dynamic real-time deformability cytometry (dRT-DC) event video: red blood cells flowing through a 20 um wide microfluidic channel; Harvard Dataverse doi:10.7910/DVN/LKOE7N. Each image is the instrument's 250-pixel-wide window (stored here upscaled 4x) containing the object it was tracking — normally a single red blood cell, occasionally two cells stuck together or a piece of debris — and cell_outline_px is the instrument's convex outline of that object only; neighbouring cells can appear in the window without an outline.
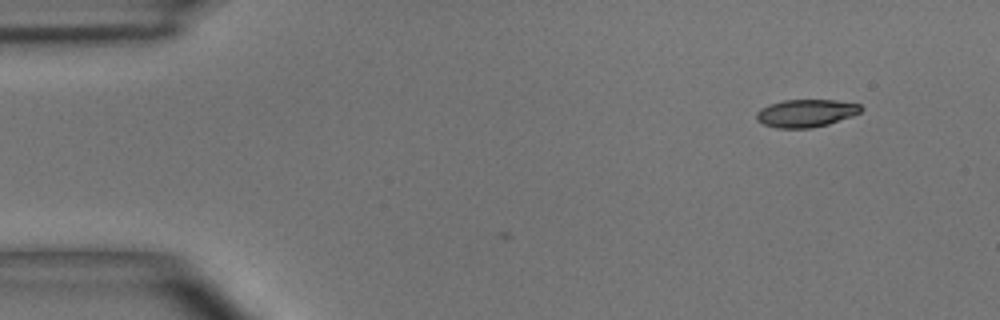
{"species": "common noctule bat (a hibernating species)", "species_latin": "Nyctalus noctula", "temperature_condition": "room temperature", "stored_images_in_passage": 7, "camera_frame_rate_fps": 3000, "um_per_image_px": 0.085, "animal": {"sex": "male", "body_mass_g": 15.6}, "frame": {"image": 1, "passage_image": 1, "time_ms": 0.0, "image_size_px": [1000, 320], "cell_outline_px": [[864, 108], [860, 112], [852, 116], [828, 124], [812, 128], [776, 128], [764, 124], [756, 116], [756, 112], [760, 108], [768, 104], [784, 100], [836, 100], [860, 104]], "centroid_in_image_um": [68.52, 9.61], "position_along_channel_um": 16.5, "area_um2": 16.88}}
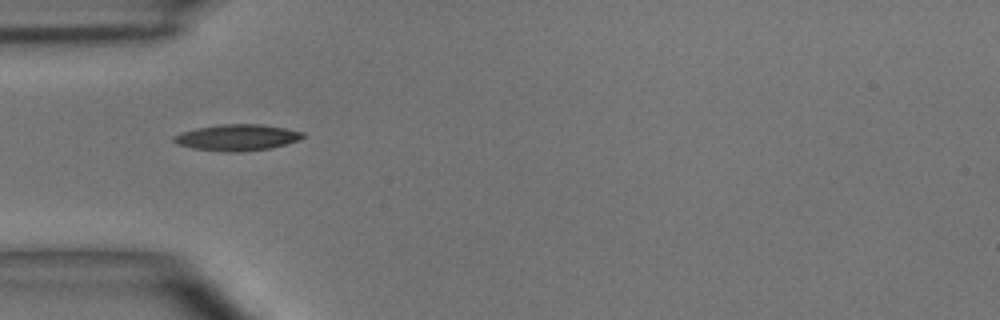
{"frame": {"image": 2, "passage_image": 4, "time_ms": 3.667, "image_size_px": [1000, 320], "cell_outline_px": [[304, 136], [300, 140], [272, 148], [240, 152], [228, 152], [192, 148], [176, 144], [172, 140], [172, 136], [180, 132], [196, 128], [220, 124], [260, 124], [284, 128], [304, 132]], "centroid_in_image_um": [20.13, 11.69], "position_along_channel_um": 64.9, "area_um2": 19.88}}
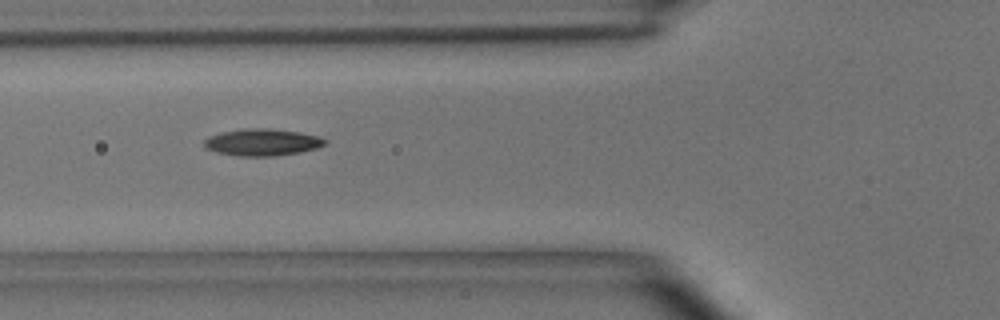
{"frame": {"image": 3, "passage_image": 5, "time_ms": 4.667, "image_size_px": [1000, 320], "cell_outline_px": [[328, 144], [316, 148], [300, 152], [276, 156], [240, 156], [216, 152], [204, 148], [204, 140], [208, 136], [220, 132], [244, 128], [268, 128], [300, 132], [320, 136], [328, 140]], "centroid_in_image_um": [22.3, 12.08], "position_along_channel_um": 103.5, "area_um2": 19.25}}